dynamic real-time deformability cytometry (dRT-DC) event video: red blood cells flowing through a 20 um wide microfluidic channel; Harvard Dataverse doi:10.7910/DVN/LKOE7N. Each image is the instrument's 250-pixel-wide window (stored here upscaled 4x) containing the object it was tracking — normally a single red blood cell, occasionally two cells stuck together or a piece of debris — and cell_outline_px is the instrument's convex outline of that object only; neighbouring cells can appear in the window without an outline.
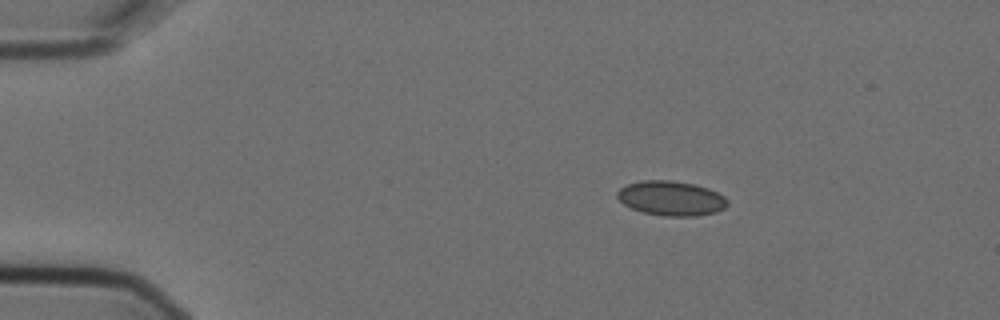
{"species": "Egyptian fruit bat (a non-hibernating species)", "species_latin": "Rousettus aegyptiacus", "temperature_condition": "cold", "stored_images_in_passage": 2, "camera_frame_rate_fps": 3000, "um_per_image_px": 0.085, "animal": {"sex": "female"}, "frame": {"image": 1, "passage_image": 1, "time_ms": 0.0, "image_size_px": [1000, 320], "cell_outline_px": [[728, 204], [724, 208], [716, 212], [696, 216], [664, 216], [644, 212], [632, 208], [624, 204], [616, 196], [616, 192], [620, 188], [628, 184], [640, 180], [668, 180], [696, 184], [708, 188], [724, 196], [728, 200]], "centroid_in_image_um": [57.05, 16.85], "position_along_channel_um": 27.9, "area_um2": 22.25}}